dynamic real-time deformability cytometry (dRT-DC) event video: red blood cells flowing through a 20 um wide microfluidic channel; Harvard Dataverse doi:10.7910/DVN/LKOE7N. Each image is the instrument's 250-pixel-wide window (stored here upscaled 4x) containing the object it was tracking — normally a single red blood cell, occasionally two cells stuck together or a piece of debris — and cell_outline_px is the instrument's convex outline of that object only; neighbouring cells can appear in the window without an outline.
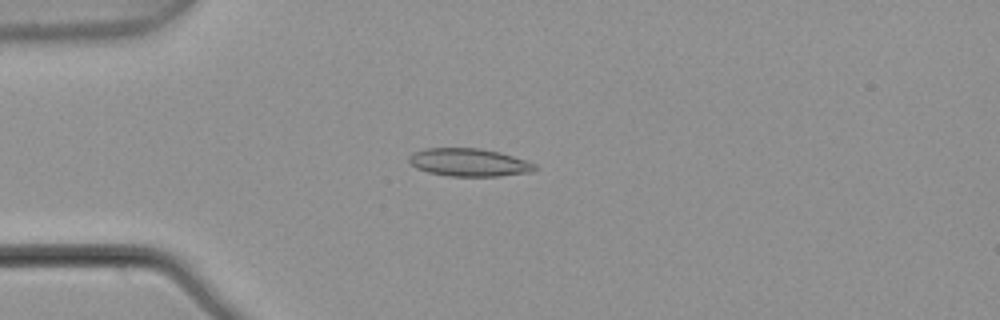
{"species": "common noctule bat (a hibernating species)", "species_latin": "Nyctalus noctula", "temperature_condition": "warm", "stored_images_in_passage": 5, "camera_frame_rate_fps": 3000, "um_per_image_px": 0.085, "animal": {"sex": "male", "body_mass_g": 21.5, "forearm_length_mm": 52.0}, "frame": {"image": 1, "passage_image": 2, "time_ms": 0.333, "image_size_px": [1000, 320], "cell_outline_px": [[536, 168], [532, 172], [500, 176], [448, 176], [428, 172], [416, 168], [408, 160], [408, 156], [412, 152], [424, 148], [480, 148], [500, 152], [536, 164]], "centroid_in_image_um": [39.83, 13.8], "position_along_channel_um": 45.2, "area_um2": 20.52}}
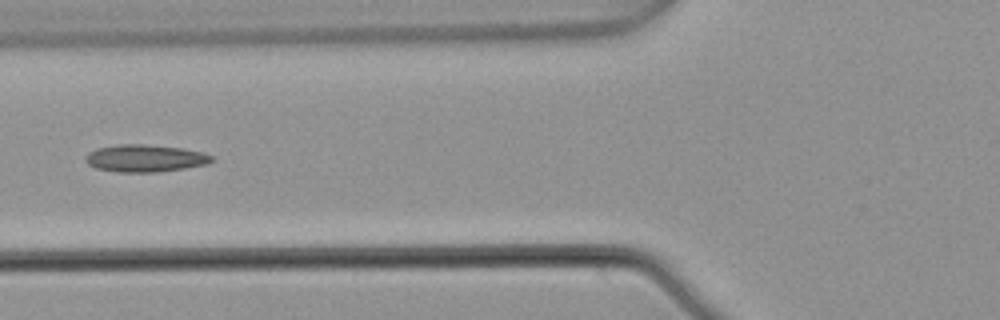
{"frame": {"image": 2, "passage_image": 4, "time_ms": 1.0, "image_size_px": [1000, 320], "cell_outline_px": [[212, 160], [208, 164], [184, 168], [156, 172], [120, 172], [96, 168], [88, 164], [88, 152], [96, 148], [116, 144], [144, 144], [184, 148], [204, 152], [212, 156]], "centroid_in_image_um": [12.36, 13.44], "position_along_channel_um": 113.4, "area_um2": 20.0}}
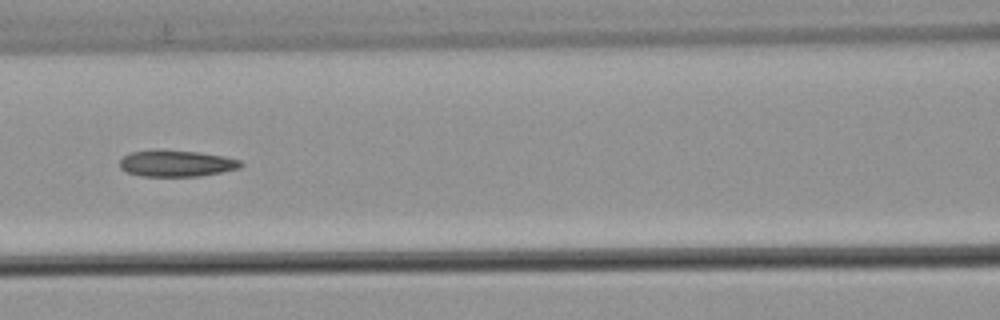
{"frame": {"image": 3, "passage_image": 5, "time_ms": 1.333, "image_size_px": [1000, 320], "cell_outline_px": [[244, 164], [240, 168], [200, 176], [140, 176], [128, 172], [120, 168], [120, 160], [124, 156], [132, 152], [196, 152], [224, 156], [240, 160]], "centroid_in_image_um": [15.05, 13.93], "position_along_channel_um": 151.6, "area_um2": 17.86}}